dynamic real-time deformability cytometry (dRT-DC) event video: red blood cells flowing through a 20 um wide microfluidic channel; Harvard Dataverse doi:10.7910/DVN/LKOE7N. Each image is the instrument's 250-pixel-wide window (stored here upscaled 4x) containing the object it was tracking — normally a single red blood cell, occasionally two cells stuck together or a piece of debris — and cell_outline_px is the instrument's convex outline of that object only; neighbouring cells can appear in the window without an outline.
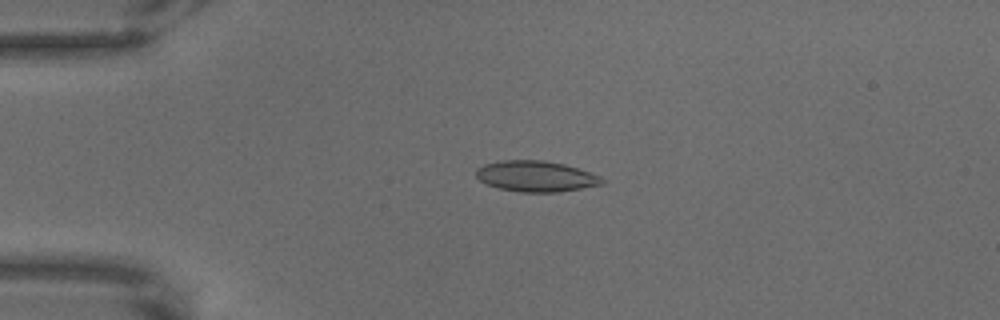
{"species": "common noctule bat (a hibernating species)", "species_latin": "Nyctalus noctula", "temperature_condition": "warm", "stored_images_in_passage": 66, "camera_frame_rate_fps": 3000, "um_per_image_px": 0.085, "animal": {"sex": "male", "body_mass_g": 18.8}, "frame": {"image": 1, "passage_image": 16, "time_ms": 5.0, "image_size_px": [1000, 320], "cell_outline_px": [[604, 184], [560, 192], [520, 192], [500, 188], [484, 184], [476, 176], [476, 168], [484, 164], [504, 160], [544, 160], [564, 164], [600, 176], [604, 180]], "centroid_in_image_um": [45.53, 14.99], "position_along_channel_um": 39.5, "area_um2": 22.6}}
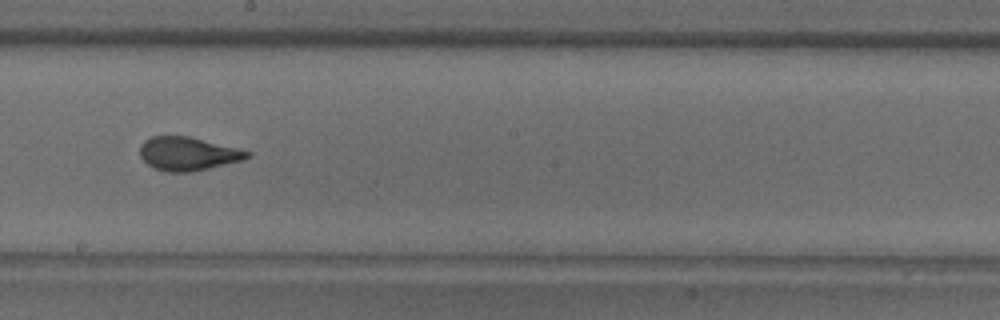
{"frame": {"image": 2, "passage_image": 38, "time_ms": 12.333, "image_size_px": [1000, 320], "cell_outline_px": [[252, 156], [244, 160], [192, 172], [168, 172], [156, 168], [148, 164], [140, 156], [140, 144], [144, 140], [152, 136], [188, 136], [252, 152]], "centroid_in_image_um": [15.98, 13.07], "position_along_channel_um": 232.2, "area_um2": 20.87}}
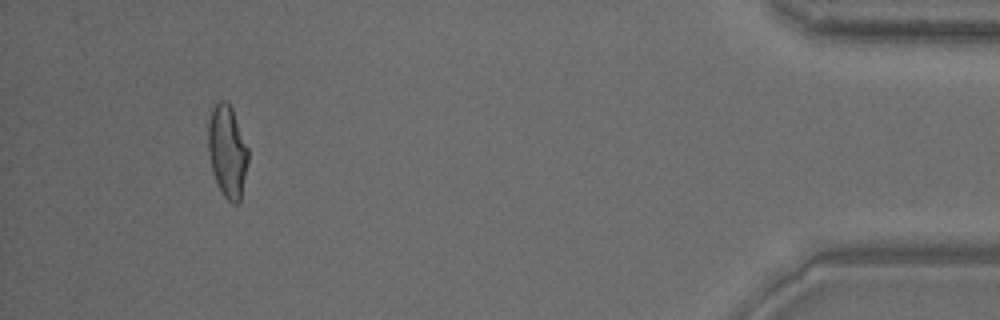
{"frame": {"image": 3, "passage_image": 62, "time_ms": 20.333, "image_size_px": [1000, 320], "cell_outline_px": [[248, 164], [240, 200], [236, 204], [232, 204], [224, 196], [212, 172], [208, 152], [208, 120], [212, 100], [224, 100], [232, 108], [248, 148]], "centroid_in_image_um": [19.3, 12.8], "position_along_channel_um": 415.9, "area_um2": 21.79}}